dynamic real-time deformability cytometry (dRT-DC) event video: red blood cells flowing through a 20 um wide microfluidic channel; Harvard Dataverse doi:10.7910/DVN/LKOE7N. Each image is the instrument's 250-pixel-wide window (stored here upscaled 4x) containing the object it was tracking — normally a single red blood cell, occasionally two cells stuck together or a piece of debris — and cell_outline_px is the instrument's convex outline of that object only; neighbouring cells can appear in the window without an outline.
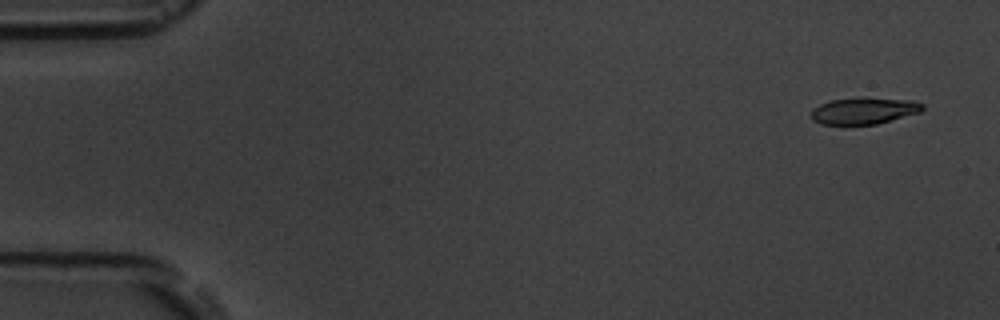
{"species": "common noctule bat (a hibernating species)", "species_latin": "Nyctalus noctula", "temperature_condition": "room temperature", "stored_images_in_passage": 5, "camera_frame_rate_fps": 3000, "um_per_image_px": 0.085, "animal": {"sex": "male", "body_mass_g": 19.5, "forearm_length_mm": 54.6}, "frame": {"image": 1, "passage_image": 1, "time_ms": 0.0, "image_size_px": [1000, 320], "cell_outline_px": [[924, 108], [920, 112], [876, 124], [824, 124], [812, 120], [812, 108], [820, 104], [832, 100], [916, 100], [924, 104]], "centroid_in_image_um": [73.44, 9.45], "position_along_channel_um": 11.6, "area_um2": 16.3}}
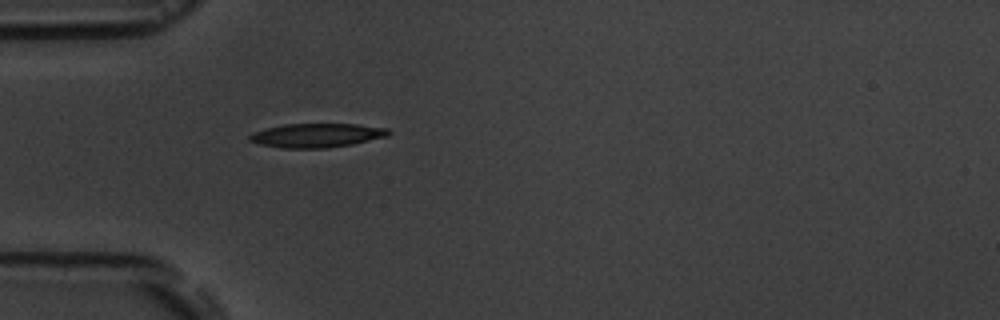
{"frame": {"image": 2, "passage_image": 5, "time_ms": 4.667, "image_size_px": [1000, 320], "cell_outline_px": [[392, 132], [388, 136], [352, 144], [328, 148], [280, 148], [260, 144], [248, 140], [248, 136], [256, 132], [268, 128], [284, 124], [356, 124], [388, 128]], "centroid_in_image_um": [26.96, 11.51], "position_along_channel_um": 58.0, "area_um2": 19.36}}